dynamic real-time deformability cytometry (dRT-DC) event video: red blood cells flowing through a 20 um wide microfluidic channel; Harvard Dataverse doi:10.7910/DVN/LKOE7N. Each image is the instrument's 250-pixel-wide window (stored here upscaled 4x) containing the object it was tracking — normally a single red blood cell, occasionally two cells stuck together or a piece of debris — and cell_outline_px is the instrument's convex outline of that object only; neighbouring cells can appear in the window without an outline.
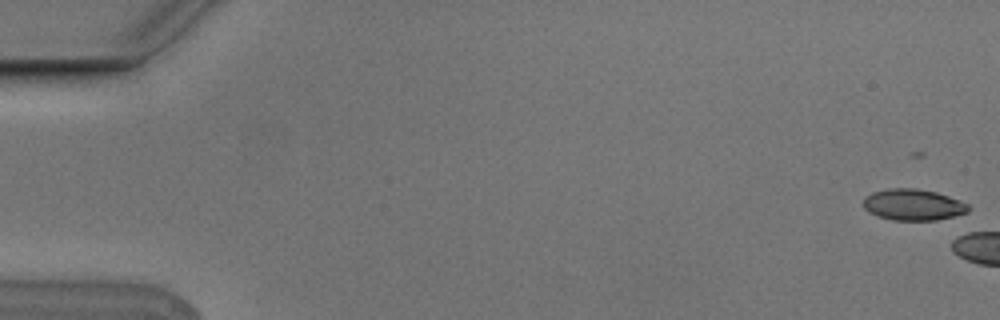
{"species": "Egyptian fruit bat (a non-hibernating species)", "species_latin": "Rousettus aegyptiacus", "temperature_condition": "cold", "stored_images_in_passage": 9, "camera_frame_rate_fps": 3000, "um_per_image_px": 0.085, "animal": {"sex": "male"}, "frame": {"image": 1, "passage_image": 1, "time_ms": 0.0, "image_size_px": [1000, 320], "cell_outline_px": [[968, 212], [936, 220], [892, 220], [876, 216], [868, 212], [864, 208], [864, 196], [872, 192], [888, 188], [916, 188], [936, 192], [960, 200], [968, 204]], "centroid_in_image_um": [77.57, 17.39], "position_along_channel_um": 7.4, "area_um2": 19.19}}